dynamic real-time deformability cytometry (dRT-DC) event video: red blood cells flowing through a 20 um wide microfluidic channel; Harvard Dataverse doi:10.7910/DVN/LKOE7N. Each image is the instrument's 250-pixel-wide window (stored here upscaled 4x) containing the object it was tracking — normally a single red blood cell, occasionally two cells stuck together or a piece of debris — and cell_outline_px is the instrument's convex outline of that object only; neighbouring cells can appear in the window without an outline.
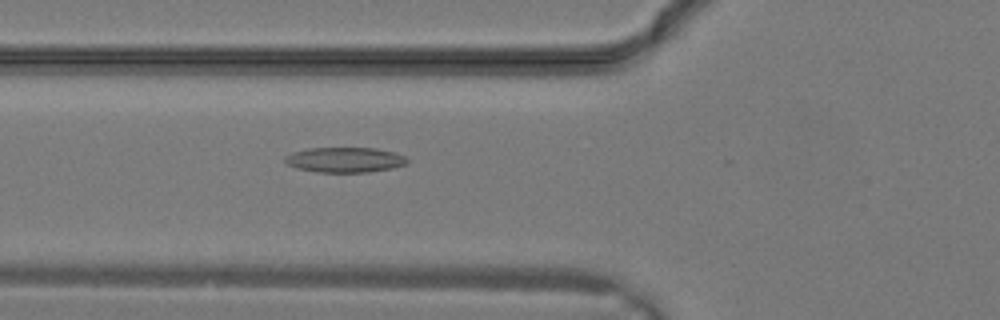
{"species": "common noctule bat (a hibernating species)", "species_latin": "Nyctalus noctula", "temperature_condition": "warm", "stored_images_in_passage": 28, "camera_frame_rate_fps": 3000, "um_per_image_px": 0.085, "animal": {"sex": "male", "body_mass_g": 19.2, "forearm_length_mm": 51.8}, "frame": {"image": 1, "passage_image": 9, "time_ms": 2.667, "image_size_px": [1000, 320], "cell_outline_px": [[408, 164], [392, 168], [368, 172], [316, 172], [296, 168], [288, 164], [284, 160], [284, 156], [292, 152], [308, 148], [376, 148], [392, 152], [404, 156], [408, 160]], "centroid_in_image_um": [29.29, 13.58], "position_along_channel_um": 96.5, "area_um2": 17.92}}
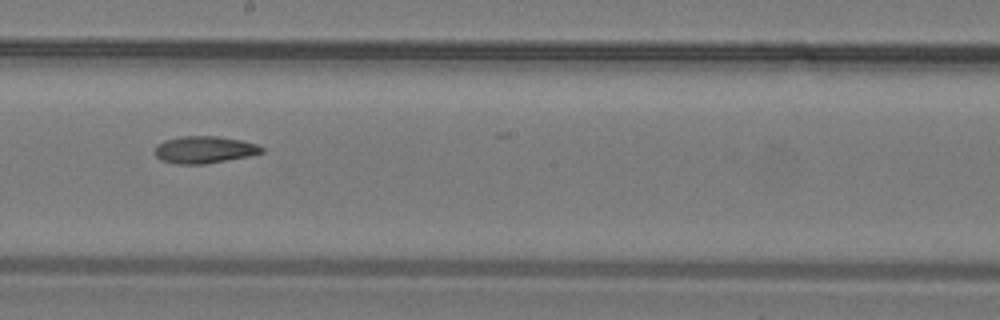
{"frame": {"image": 2, "passage_image": 15, "time_ms": 4.667, "image_size_px": [1000, 320], "cell_outline_px": [[264, 152], [248, 156], [204, 164], [176, 164], [160, 160], [156, 156], [156, 144], [164, 140], [180, 136], [216, 136], [240, 140], [256, 144], [264, 148]], "centroid_in_image_um": [17.34, 12.72], "position_along_channel_um": 230.9, "area_um2": 16.82}}
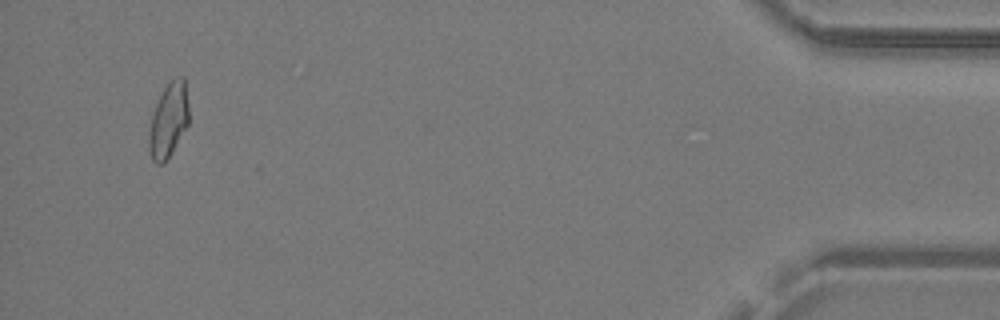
{"frame": {"image": 3, "passage_image": 27, "time_ms": 8.667, "image_size_px": [1000, 320], "cell_outline_px": [[188, 124], [172, 152], [164, 164], [156, 164], [152, 160], [148, 148], [148, 132], [152, 112], [164, 88], [172, 80], [180, 76], [184, 76], [188, 104]], "centroid_in_image_um": [14.3, 10.26], "position_along_channel_um": 420.9, "area_um2": 17.34}}